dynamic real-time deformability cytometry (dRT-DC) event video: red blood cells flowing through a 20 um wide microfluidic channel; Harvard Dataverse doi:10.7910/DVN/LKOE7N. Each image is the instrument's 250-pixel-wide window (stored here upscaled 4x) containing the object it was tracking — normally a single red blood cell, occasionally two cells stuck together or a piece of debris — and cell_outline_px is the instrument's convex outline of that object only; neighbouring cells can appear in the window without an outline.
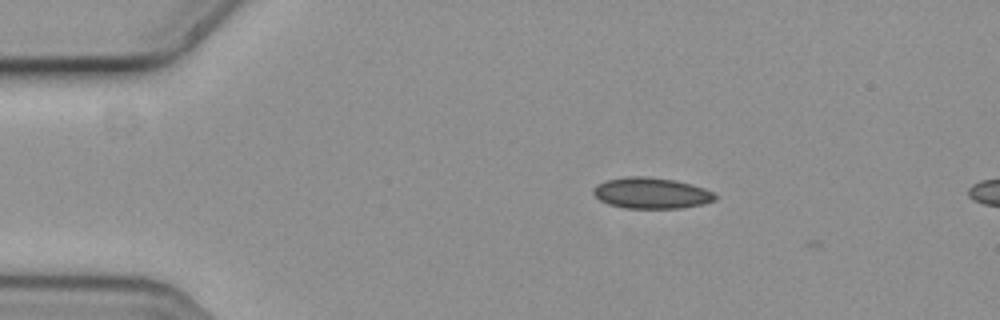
{"species": "common noctule bat (a hibernating species)", "species_latin": "Nyctalus noctula", "temperature_condition": "cold", "stored_images_in_passage": 4, "camera_frame_rate_fps": 3000, "um_per_image_px": 0.085, "animal": {"sex": "female", "body_mass_g": 19.3, "forearm_length_mm": 54.1}, "frame": {"image": 1, "passage_image": 3, "time_ms": 0.667, "image_size_px": [1000, 320], "cell_outline_px": [[716, 200], [704, 204], [680, 208], [624, 208], [608, 204], [600, 200], [592, 192], [596, 184], [608, 180], [628, 176], [644, 176], [676, 180], [704, 188], [712, 192], [716, 196]], "centroid_in_image_um": [55.36, 16.41], "position_along_channel_um": 29.6, "area_um2": 21.96}}